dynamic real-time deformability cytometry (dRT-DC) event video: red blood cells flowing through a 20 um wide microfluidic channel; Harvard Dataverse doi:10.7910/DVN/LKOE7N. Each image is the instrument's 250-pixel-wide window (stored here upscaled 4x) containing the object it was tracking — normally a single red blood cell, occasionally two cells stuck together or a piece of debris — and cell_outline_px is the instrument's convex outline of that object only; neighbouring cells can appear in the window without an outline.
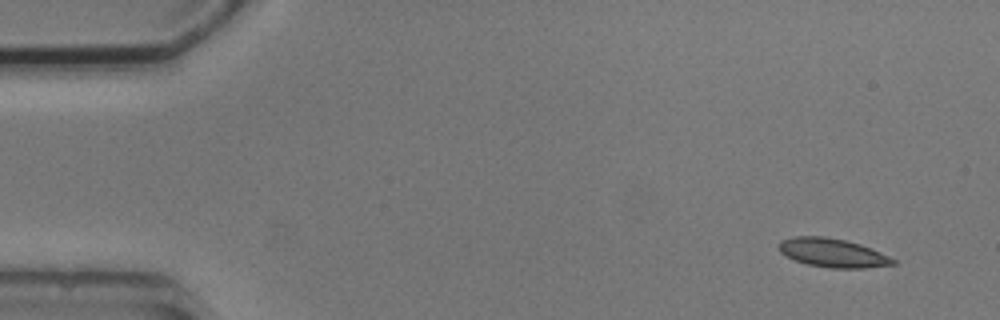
{"species": "common noctule bat (a hibernating species)", "species_latin": "Nyctalus noctula", "temperature_condition": "cold", "stored_images_in_passage": 7, "camera_frame_rate_fps": 3000, "um_per_image_px": 0.085, "animal": {"sex": "male", "body_mass_g": 20.5, "forearm_length_mm": 52.5}, "frame": {"image": 1, "passage_image": 1, "time_ms": 0.0, "image_size_px": [1000, 320], "cell_outline_px": [[896, 264], [864, 268], [828, 268], [808, 264], [796, 260], [780, 252], [776, 248], [776, 244], [780, 240], [792, 236], [824, 236], [844, 240], [860, 244], [872, 248], [896, 260]], "centroid_in_image_um": [70.73, 21.48], "position_along_channel_um": 14.3, "area_um2": 19.25}}
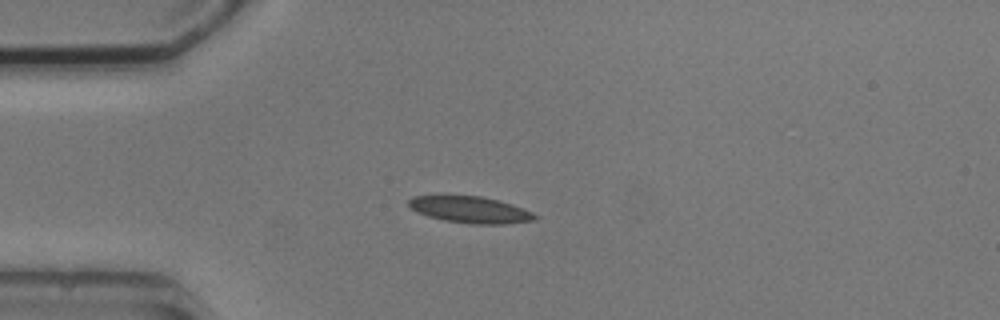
{"frame": {"image": 2, "passage_image": 4, "time_ms": 3.333, "image_size_px": [1000, 320], "cell_outline_px": [[540, 216], [536, 220], [504, 224], [472, 224], [444, 220], [428, 216], [412, 208], [408, 204], [408, 200], [412, 196], [440, 192], [444, 192], [480, 196], [512, 204], [524, 208]], "centroid_in_image_um": [39.92, 17.77], "position_along_channel_um": 45.1, "area_um2": 20.4}}